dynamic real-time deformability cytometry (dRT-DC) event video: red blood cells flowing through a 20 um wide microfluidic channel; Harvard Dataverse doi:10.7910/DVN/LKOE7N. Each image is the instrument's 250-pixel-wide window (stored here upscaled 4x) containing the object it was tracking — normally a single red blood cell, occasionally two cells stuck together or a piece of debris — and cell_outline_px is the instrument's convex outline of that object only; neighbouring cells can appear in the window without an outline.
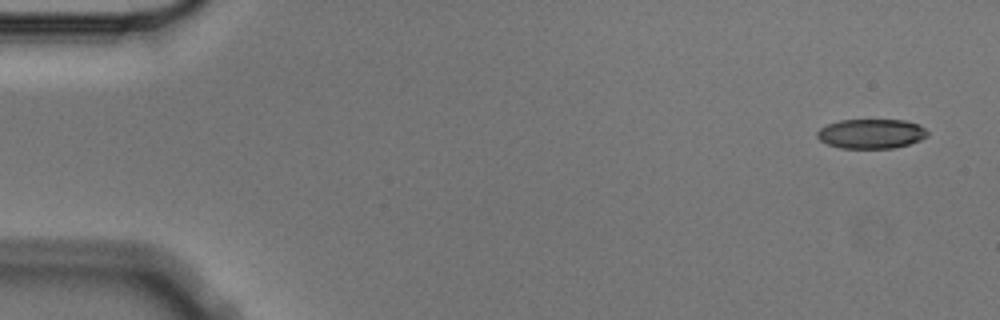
{"species": "Egyptian fruit bat (a non-hibernating species)", "species_latin": "Rousettus aegyptiacus", "temperature_condition": "cold", "stored_images_in_passage": 5, "camera_frame_rate_fps": 3000, "um_per_image_px": 0.085, "animal": {"sex": "male"}, "frame": {"image": 1, "passage_image": 1, "time_ms": 0.0, "image_size_px": [1000, 320], "cell_outline_px": [[928, 136], [920, 140], [908, 144], [892, 148], [840, 148], [828, 144], [820, 140], [816, 136], [816, 132], [820, 128], [828, 124], [840, 120], [904, 120], [920, 124], [928, 132]], "centroid_in_image_um": [74.05, 11.36], "position_along_channel_um": 10.9, "area_um2": 19.02}}
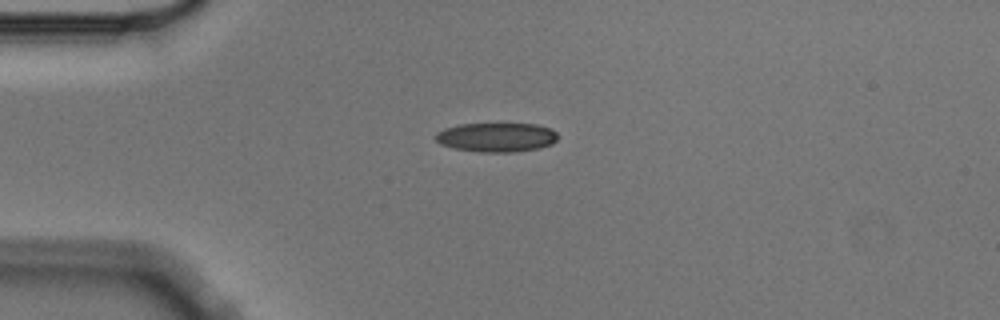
{"frame": {"image": 2, "passage_image": 4, "time_ms": 1.0, "image_size_px": [1000, 320], "cell_outline_px": [[556, 140], [552, 144], [540, 148], [516, 152], [480, 152], [456, 148], [440, 144], [436, 140], [436, 132], [444, 128], [460, 124], [536, 124], [552, 128], [556, 132]], "centroid_in_image_um": [42.22, 11.67], "position_along_channel_um": 42.8, "area_um2": 20.81}}